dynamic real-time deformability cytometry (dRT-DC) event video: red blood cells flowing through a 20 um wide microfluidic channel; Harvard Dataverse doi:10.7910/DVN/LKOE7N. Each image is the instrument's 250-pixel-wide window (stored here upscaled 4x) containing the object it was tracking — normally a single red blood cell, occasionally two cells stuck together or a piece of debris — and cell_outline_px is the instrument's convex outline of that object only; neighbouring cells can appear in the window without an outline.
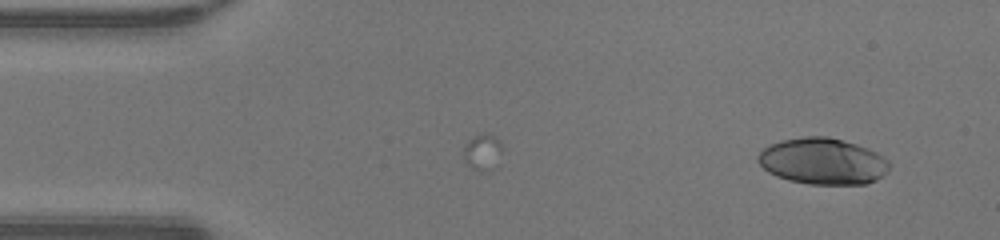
{"species": "human", "species_latin": "Homo sapiens", "temperature_condition": "warm", "stored_images_in_passage": 39, "camera_frame_rate_fps": 3000, "um_per_image_px": 0.085, "donor": {"sex": "male"}, "frame": {"image": 1, "passage_image": 1, "time_ms": 0.0, "image_size_px": [1000, 240], "cell_outline_px": [[888, 168], [876, 180], [868, 184], [808, 184], [788, 180], [776, 176], [768, 172], [756, 160], [756, 156], [764, 148], [780, 140], [804, 136], [828, 136], [856, 144], [868, 148], [884, 156], [888, 160]], "centroid_in_image_um": [69.9, 13.7], "position_along_channel_um": 15.1, "area_um2": 35.49}}
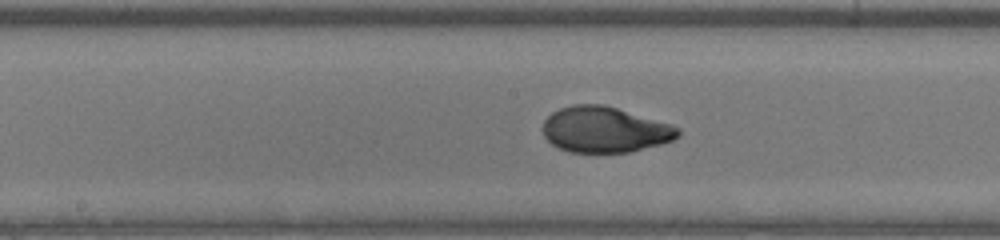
{"frame": {"image": 2, "passage_image": 21, "time_ms": 6.667, "image_size_px": [1000, 240], "cell_outline_px": [[680, 136], [672, 140], [660, 144], [628, 152], [568, 152], [552, 144], [544, 136], [544, 120], [552, 112], [560, 108], [572, 104], [604, 104], [672, 124], [680, 128]], "centroid_in_image_um": [51.42, 11.01], "position_along_channel_um": 196.8, "area_um2": 36.01}}
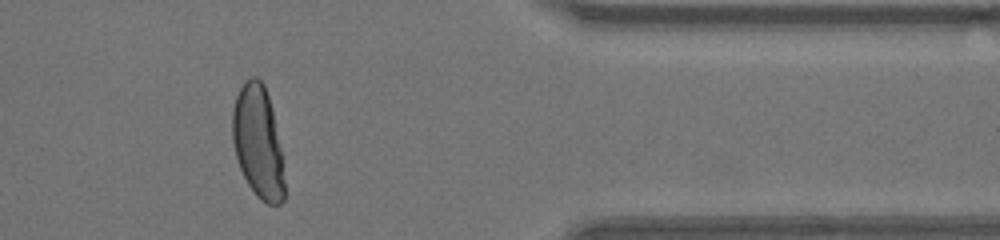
{"frame": {"image": 3, "passage_image": 36, "time_ms": 11.667, "image_size_px": [1000, 240], "cell_outline_px": [[284, 200], [280, 204], [268, 204], [260, 200], [256, 196], [248, 184], [240, 168], [236, 156], [232, 140], [232, 112], [236, 96], [244, 80], [252, 76], [256, 76], [264, 84], [268, 96], [272, 112], [280, 148], [284, 180]], "centroid_in_image_um": [21.91, 12.07], "position_along_channel_um": 389.5, "area_um2": 33.76}, "authors_computed_cell_mechanics": {"area_um2": 35.6048, "velocity_mm_per_s": 4.3388, "shape_relaxation_time_tau1_ms": 6.0145, "shape_relaxation_time_tau2_ms": null, "deformation_change_tau1": 0.292, "deformation_change_tau2": null}}